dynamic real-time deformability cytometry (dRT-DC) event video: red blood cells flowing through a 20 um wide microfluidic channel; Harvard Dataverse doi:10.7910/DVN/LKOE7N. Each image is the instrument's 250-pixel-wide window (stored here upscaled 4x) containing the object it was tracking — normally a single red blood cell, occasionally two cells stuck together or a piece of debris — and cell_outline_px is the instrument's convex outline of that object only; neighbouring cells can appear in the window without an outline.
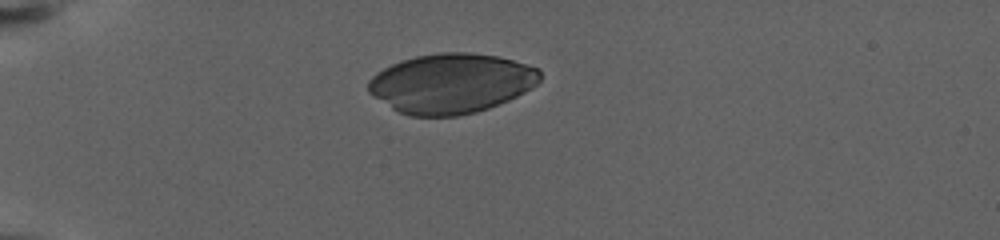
{"species": "human", "species_latin": "Homo sapiens", "temperature_condition": "warm", "stored_images_in_passage": 45, "camera_frame_rate_fps": 3000, "um_per_image_px": 0.085, "donor": {"sex": "female"}, "frame": {"image": 1, "passage_image": 1, "time_ms": 0.0, "image_size_px": [1000, 240], "cell_outline_px": [[540, 80], [532, 88], [508, 100], [488, 108], [476, 112], [456, 116], [408, 116], [392, 108], [368, 92], [368, 80], [376, 72], [400, 60], [416, 56], [440, 52], [468, 52], [496, 56], [512, 60], [540, 68]], "centroid_in_image_um": [38.34, 7.08], "position_along_channel_um": 46.7, "area_um2": 59.71}}
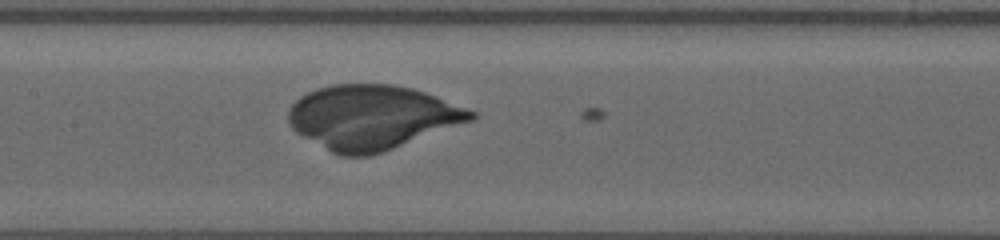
{"frame": {"image": 2, "passage_image": 19, "time_ms": 6.0, "image_size_px": [1000, 240], "cell_outline_px": [[476, 116], [472, 120], [384, 152], [372, 156], [340, 156], [332, 152], [296, 132], [292, 128], [288, 120], [288, 108], [300, 96], [316, 88], [332, 84], [392, 84], [412, 88], [436, 96], [476, 112]], "centroid_in_image_um": [31.59, 9.96], "position_along_channel_um": 175.8, "area_um2": 68.2}}
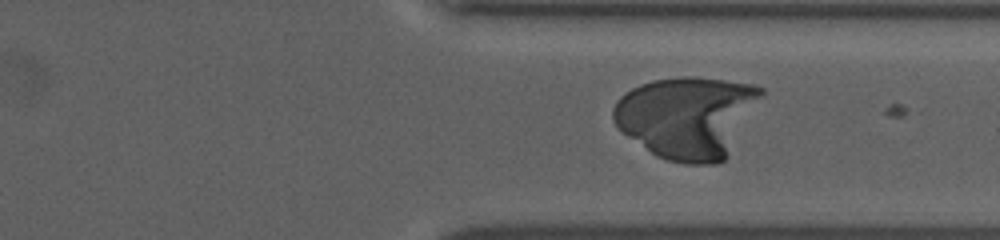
{"frame": {"image": 3, "passage_image": 38, "time_ms": 12.333, "image_size_px": [1000, 240], "cell_outline_px": [[764, 92], [724, 160], [716, 164], [684, 164], [668, 160], [656, 156], [628, 136], [616, 124], [612, 116], [612, 108], [616, 100], [620, 96], [632, 88], [640, 84], [652, 80], [680, 76], [692, 76], [724, 80], [752, 84], [764, 88]], "centroid_in_image_um": [58.38, 9.92], "position_along_channel_um": 353.0, "area_um2": 70.05}}